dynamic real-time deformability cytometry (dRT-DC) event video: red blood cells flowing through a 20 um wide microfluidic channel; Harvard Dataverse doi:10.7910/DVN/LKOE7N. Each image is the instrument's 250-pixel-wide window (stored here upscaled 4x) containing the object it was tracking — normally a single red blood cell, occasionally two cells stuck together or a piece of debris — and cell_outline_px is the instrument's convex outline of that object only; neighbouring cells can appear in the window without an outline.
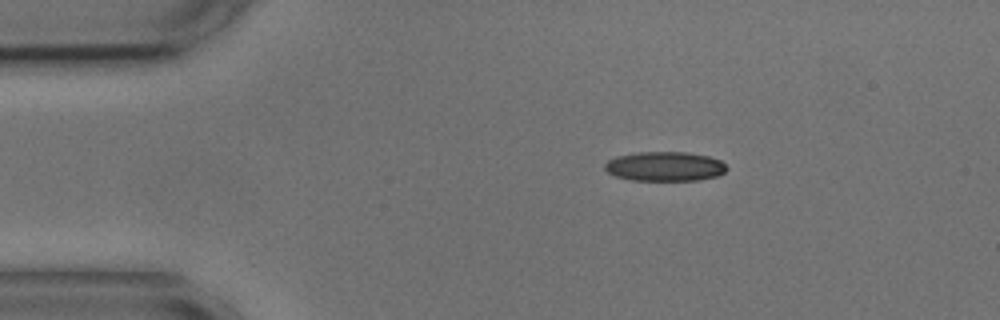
{"species": "common noctule bat (a hibernating species)", "species_latin": "Nyctalus noctula", "temperature_condition": "cold", "stored_images_in_passage": 47, "camera_frame_rate_fps": 3000, "um_per_image_px": 0.085, "animal": {"sex": "male", "body_mass_g": 17.9, "forearm_length_mm": 54.2}, "frame": {"image": 1, "passage_image": 1, "time_ms": 0.0, "image_size_px": [1000, 320], "cell_outline_px": [[728, 168], [724, 172], [716, 176], [696, 180], [632, 180], [616, 176], [608, 172], [604, 168], [604, 164], [608, 160], [616, 156], [636, 152], [688, 152], [708, 156], [720, 160]], "centroid_in_image_um": [56.49, 14.13], "position_along_channel_um": 28.5, "area_um2": 20.87}}
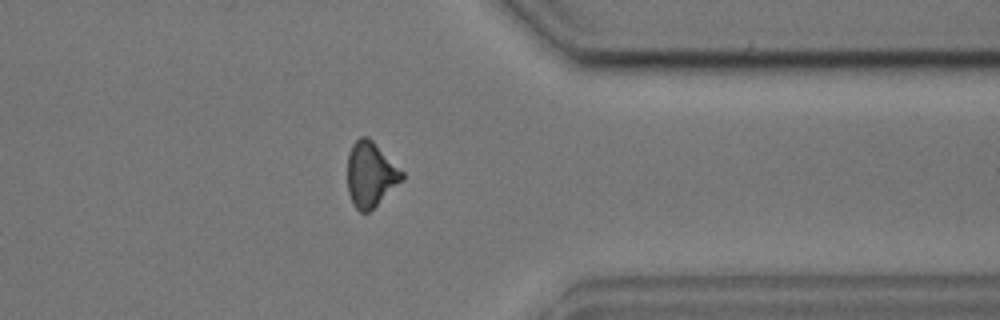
{"frame": {"image": 2, "passage_image": 35, "time_ms": 11.333, "image_size_px": [1000, 320], "cell_outline_px": [[404, 180], [368, 212], [360, 212], [352, 204], [348, 192], [348, 156], [352, 144], [360, 136], [368, 136], [404, 172]], "centroid_in_image_um": [31.51, 14.82], "position_along_channel_um": 379.9, "area_um2": 20.63}}
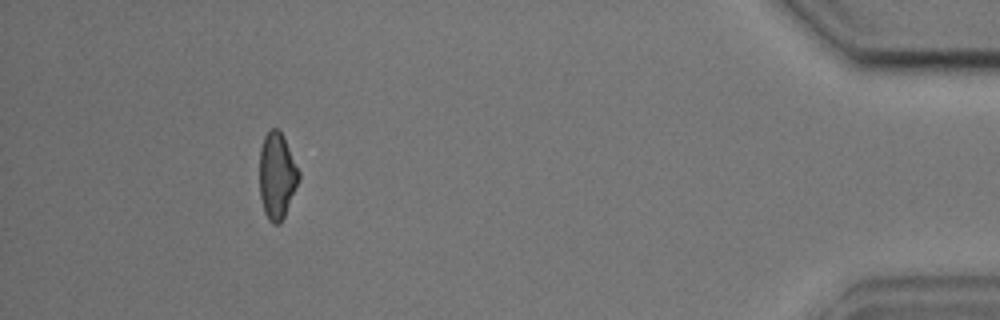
{"frame": {"image": 3, "passage_image": 42, "time_ms": 13.667, "image_size_px": [1000, 320], "cell_outline_px": [[300, 176], [284, 216], [280, 224], [272, 224], [268, 220], [264, 212], [260, 196], [260, 148], [264, 136], [272, 128], [280, 128], [284, 136], [300, 172]], "centroid_in_image_um": [23.53, 14.91], "position_along_channel_um": 411.7, "area_um2": 19.77}, "authors_computed_cell_mechanics": {"area_um2": 21.1548, "velocity_mm_per_s": 3.6054, "shape_relaxation_time_tau1_ms": 8.4535, "shape_relaxation_time_tau2_ms": 3.5389, "deformation_change_tau1": 0.1737, "deformation_change_tau2": 0.1142}}